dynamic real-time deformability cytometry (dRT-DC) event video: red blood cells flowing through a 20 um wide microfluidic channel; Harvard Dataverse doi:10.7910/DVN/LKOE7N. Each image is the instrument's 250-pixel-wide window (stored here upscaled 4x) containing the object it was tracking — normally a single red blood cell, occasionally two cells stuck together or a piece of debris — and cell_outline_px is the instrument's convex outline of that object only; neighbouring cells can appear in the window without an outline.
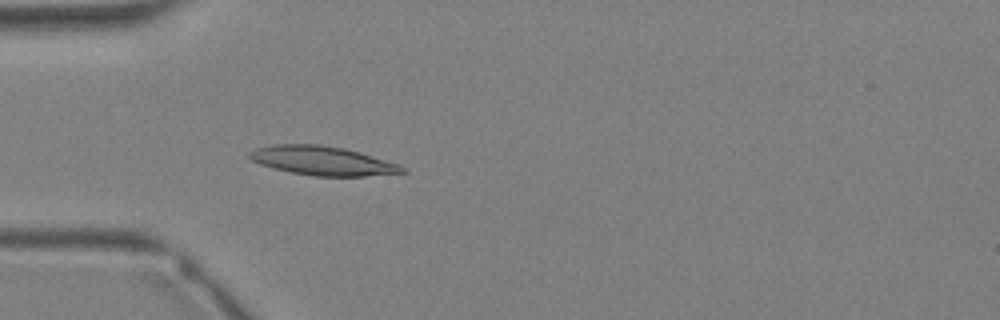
{"species": "Egyptian fruit bat (a non-hibernating species)", "species_latin": "Rousettus aegyptiacus", "temperature_condition": "warm", "stored_images_in_passage": 35, "camera_frame_rate_fps": 3000, "um_per_image_px": 0.085, "animal": {"sex": "female"}, "frame": {"image": 1, "passage_image": 11, "time_ms": 3.333, "image_size_px": [1000, 320], "cell_outline_px": [[408, 172], [364, 176], [312, 176], [292, 172], [260, 164], [252, 160], [248, 156], [248, 152], [256, 148], [272, 144], [320, 144], [344, 148], [360, 152], [400, 164], [408, 168]], "centroid_in_image_um": [27.45, 13.66], "position_along_channel_um": 57.5, "area_um2": 25.95}}
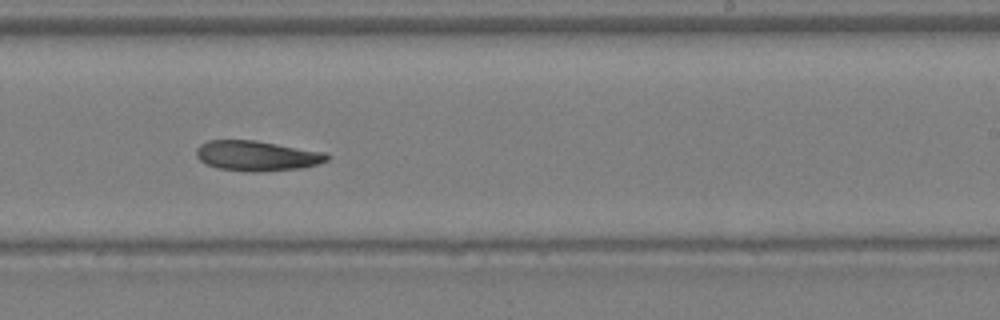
{"frame": {"image": 2, "passage_image": 22, "time_ms": 7.0, "image_size_px": [1000, 320], "cell_outline_px": [[328, 160], [304, 168], [252, 172], [220, 168], [208, 164], [200, 160], [196, 156], [196, 148], [200, 144], [208, 140], [256, 140], [328, 152]], "centroid_in_image_um": [21.86, 13.23], "position_along_channel_um": 267.1, "area_um2": 23.0}}
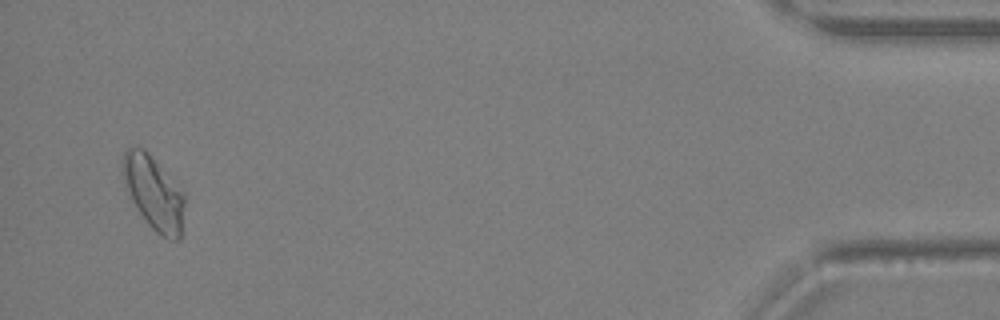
{"frame": {"image": 3, "passage_image": 34, "time_ms": 11.0, "image_size_px": [1000, 320], "cell_outline_px": [[184, 204], [180, 240], [172, 240], [156, 232], [148, 224], [136, 208], [124, 184], [120, 168], [124, 152], [128, 148], [144, 148], [184, 192]], "centroid_in_image_um": [13.04, 16.38], "position_along_channel_um": 422.2, "area_um2": 26.36}}